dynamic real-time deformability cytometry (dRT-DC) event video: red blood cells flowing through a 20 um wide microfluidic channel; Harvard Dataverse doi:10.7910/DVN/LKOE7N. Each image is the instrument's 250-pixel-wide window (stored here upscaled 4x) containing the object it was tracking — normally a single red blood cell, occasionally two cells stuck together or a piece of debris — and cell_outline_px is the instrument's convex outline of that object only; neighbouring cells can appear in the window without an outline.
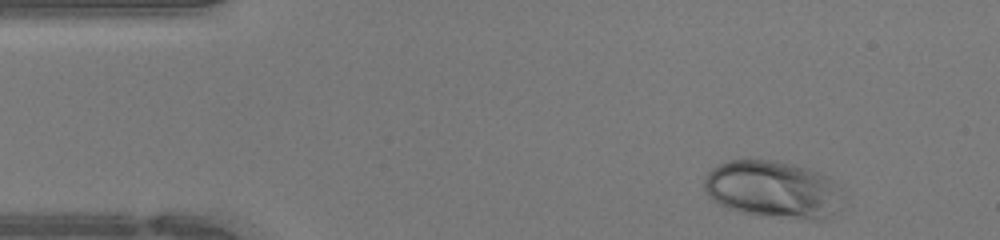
{"species": "human", "species_latin": "Homo sapiens", "temperature_condition": "warm", "stored_images_in_passage": 36, "camera_frame_rate_fps": 3000, "um_per_image_px": 0.085, "donor": {"sex": "female"}, "frame": {"image": 1, "passage_image": 1, "time_ms": 0.0, "image_size_px": [1000, 240], "cell_outline_px": [[848, 204], [844, 208], [832, 216], [824, 220], [812, 220], [756, 216], [740, 212], [728, 208], [712, 200], [708, 196], [704, 188], [704, 180], [708, 172], [712, 168], [728, 160], [776, 160], [808, 168], [820, 172], [828, 176], [840, 188]], "centroid_in_image_um": [65.81, 16.14], "position_along_channel_um": 19.2, "area_um2": 47.74}}
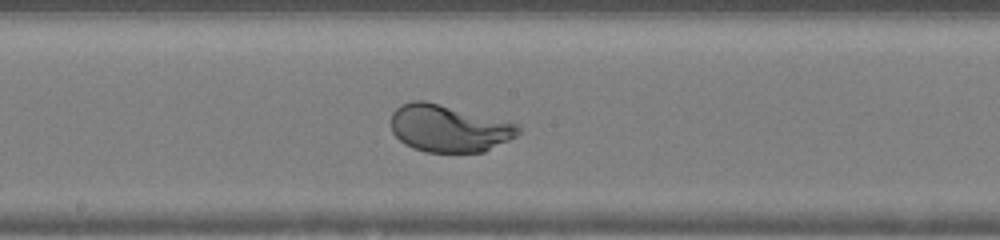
{"frame": {"image": 2, "passage_image": 20, "time_ms": 6.333, "image_size_px": [1000, 240], "cell_outline_px": [[520, 132], [516, 136], [484, 152], [424, 152], [412, 148], [404, 144], [392, 132], [392, 112], [400, 104], [412, 100], [424, 100], [520, 124]], "centroid_in_image_um": [38.13, 10.91], "position_along_channel_um": 210.1, "area_um2": 35.03}}
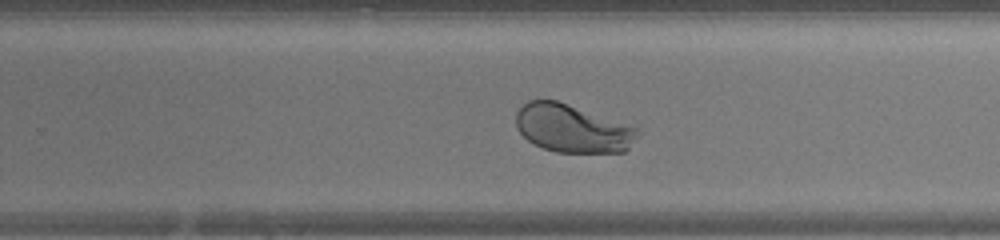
{"frame": {"image": 3, "passage_image": 25, "time_ms": 8.0, "image_size_px": [1000, 240], "cell_outline_px": [[640, 132], [628, 148], [624, 152], [556, 152], [532, 144], [516, 128], [516, 112], [528, 100], [556, 100], [636, 128]], "centroid_in_image_um": [48.6, 10.93], "position_along_channel_um": 281.2, "area_um2": 33.47}, "authors_computed_cell_mechanics": {"area_um2": 38.148, "velocity_mm_per_s": 4.2807, "shape_relaxation_time_tau1_ms": 2.142, "shape_relaxation_time_tau2_ms": null, "deformation_change_tau1": 0.1452, "deformation_change_tau2": null}}